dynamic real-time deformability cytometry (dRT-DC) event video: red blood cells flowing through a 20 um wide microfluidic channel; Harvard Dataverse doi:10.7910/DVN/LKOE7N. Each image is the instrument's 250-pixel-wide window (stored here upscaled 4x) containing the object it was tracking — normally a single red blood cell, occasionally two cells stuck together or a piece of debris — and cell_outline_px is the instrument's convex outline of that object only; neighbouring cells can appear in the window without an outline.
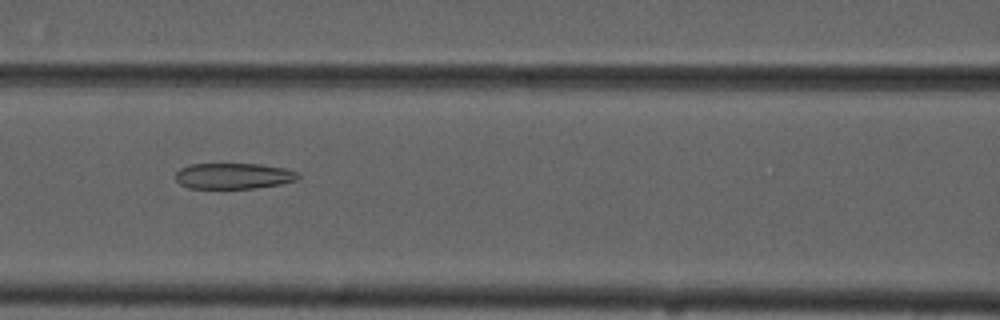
{"species": "common noctule bat (a hibernating species)", "species_latin": "Nyctalus noctula", "temperature_condition": "cold", "stored_images_in_passage": 7, "camera_frame_rate_fps": 3000, "um_per_image_px": 0.085, "animal": {"sex": "male", "forearm_length_mm": 52.5}, "frame": {"image": 1, "passage_image": 7, "time_ms": 7.0, "image_size_px": [1000, 320], "cell_outline_px": [[300, 176], [296, 180], [280, 184], [252, 188], [188, 188], [180, 184], [176, 180], [176, 172], [180, 168], [188, 164], [260, 164], [284, 168], [300, 172]], "centroid_in_image_um": [19.85, 14.95], "position_along_channel_um": 146.8, "area_um2": 18.5}}